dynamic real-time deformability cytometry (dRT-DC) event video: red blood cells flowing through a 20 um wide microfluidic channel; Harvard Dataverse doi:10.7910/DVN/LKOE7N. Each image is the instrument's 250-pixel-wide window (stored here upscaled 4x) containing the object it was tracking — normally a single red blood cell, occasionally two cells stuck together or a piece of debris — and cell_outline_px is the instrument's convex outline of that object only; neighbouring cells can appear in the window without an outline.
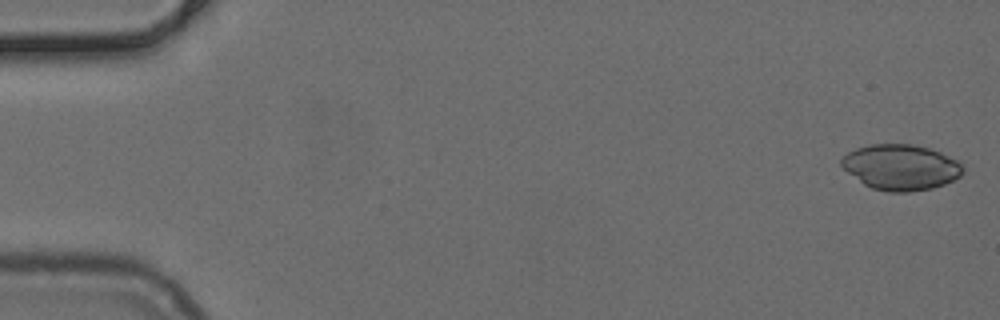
{"species": "common noctule bat (a hibernating species)", "species_latin": "Nyctalus noctula", "temperature_condition": "cold", "stored_images_in_passage": 51, "camera_frame_rate_fps": 3000, "um_per_image_px": 0.085, "animal": {"sex": "female", "body_mass_g": 24.6, "forearm_length_mm": 56.2}, "frame": {"image": 1, "passage_image": 1, "time_ms": 0.0, "image_size_px": [1000, 320], "cell_outline_px": [[964, 172], [960, 176], [944, 184], [932, 188], [908, 192], [888, 192], [872, 188], [864, 184], [848, 172], [840, 164], [840, 160], [848, 152], [856, 148], [872, 144], [912, 144], [928, 148], [940, 152], [956, 160], [964, 168]], "centroid_in_image_um": [76.56, 14.21], "position_along_channel_um": 8.4, "area_um2": 32.08}}